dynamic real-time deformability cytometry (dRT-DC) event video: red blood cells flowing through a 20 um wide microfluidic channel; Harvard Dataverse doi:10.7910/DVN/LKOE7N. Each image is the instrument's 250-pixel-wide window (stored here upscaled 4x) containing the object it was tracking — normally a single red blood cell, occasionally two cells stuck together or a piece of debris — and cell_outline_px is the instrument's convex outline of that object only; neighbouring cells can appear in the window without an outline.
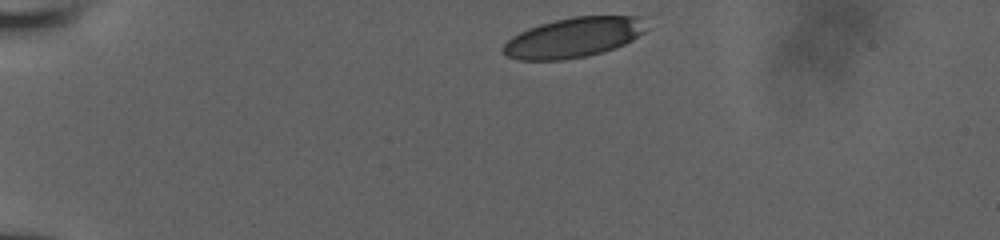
{"species": "human", "species_latin": "Homo sapiens", "temperature_condition": "room temperature", "stored_images_in_passage": 14, "camera_frame_rate_fps": 3000, "um_per_image_px": 0.085, "donor": {"sex": "male"}, "frame": {"image": 1, "passage_image": 1, "time_ms": 0.0, "image_size_px": [1000, 240], "cell_outline_px": [[648, 28], [644, 32], [632, 40], [624, 44], [600, 52], [584, 56], [564, 60], [516, 60], [504, 56], [500, 52], [500, 48], [512, 36], [528, 28], [540, 24], [572, 16], [640, 16]], "centroid_in_image_um": [48.7, 3.19], "position_along_channel_um": 36.3, "area_um2": 33.41}}
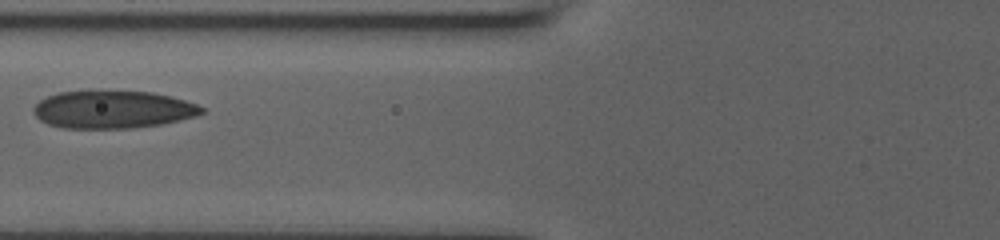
{"frame": {"image": 2, "passage_image": 12, "time_ms": 4.0, "image_size_px": [1000, 240], "cell_outline_px": [[204, 112], [196, 116], [160, 124], [128, 128], [64, 128], [48, 124], [40, 120], [32, 112], [32, 108], [40, 100], [56, 92], [88, 88], [152, 92], [172, 96], [196, 104], [204, 108]], "centroid_in_image_um": [9.53, 9.26], "position_along_channel_um": 116.3, "area_um2": 37.86}}
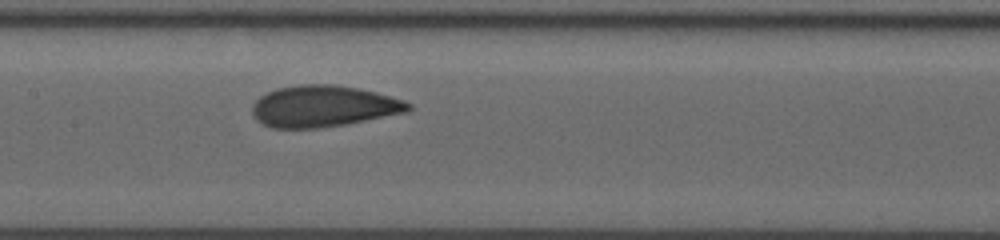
{"frame": {"image": 3, "passage_image": 14, "time_ms": 5.667, "image_size_px": [1000, 240], "cell_outline_px": [[412, 108], [408, 112], [344, 124], [320, 128], [272, 128], [256, 120], [252, 116], [252, 104], [260, 96], [276, 88], [300, 84], [336, 84], [376, 92], [404, 100], [412, 104]], "centroid_in_image_um": [27.47, 9.03], "position_along_channel_um": 179.9, "area_um2": 37.8}}